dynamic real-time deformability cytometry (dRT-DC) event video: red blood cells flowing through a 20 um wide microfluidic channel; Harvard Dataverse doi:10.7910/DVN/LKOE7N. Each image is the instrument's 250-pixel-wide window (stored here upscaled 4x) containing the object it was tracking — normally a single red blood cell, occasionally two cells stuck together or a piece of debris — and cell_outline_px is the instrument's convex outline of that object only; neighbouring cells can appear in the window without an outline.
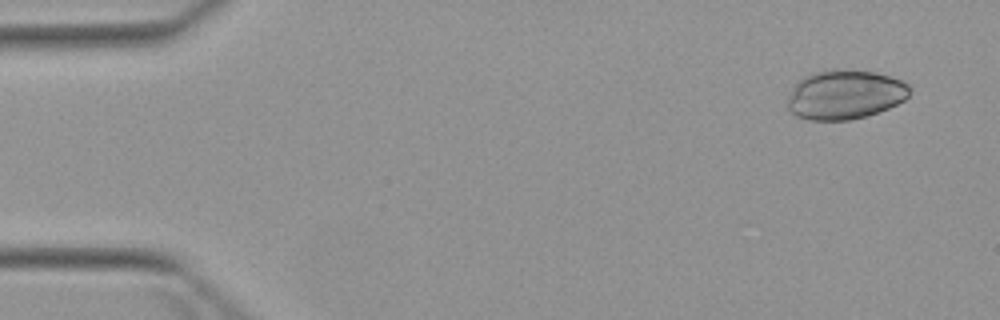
{"species": "Egyptian fruit bat (a non-hibernating species)", "species_latin": "Rousettus aegyptiacus", "temperature_condition": "warm", "stored_images_in_passage": 4, "camera_frame_rate_fps": 3000, "um_per_image_px": 0.085, "animal": {"sex": "female"}, "frame": {"image": 1, "passage_image": 1, "time_ms": 0.0, "image_size_px": [1000, 320], "cell_outline_px": [[908, 96], [904, 100], [880, 112], [868, 116], [848, 120], [808, 120], [796, 116], [788, 108], [788, 96], [796, 80], [812, 72], [832, 68], [872, 72], [888, 76], [900, 80], [908, 84]], "centroid_in_image_um": [71.77, 8.04], "position_along_channel_um": 13.2, "area_um2": 35.26}}